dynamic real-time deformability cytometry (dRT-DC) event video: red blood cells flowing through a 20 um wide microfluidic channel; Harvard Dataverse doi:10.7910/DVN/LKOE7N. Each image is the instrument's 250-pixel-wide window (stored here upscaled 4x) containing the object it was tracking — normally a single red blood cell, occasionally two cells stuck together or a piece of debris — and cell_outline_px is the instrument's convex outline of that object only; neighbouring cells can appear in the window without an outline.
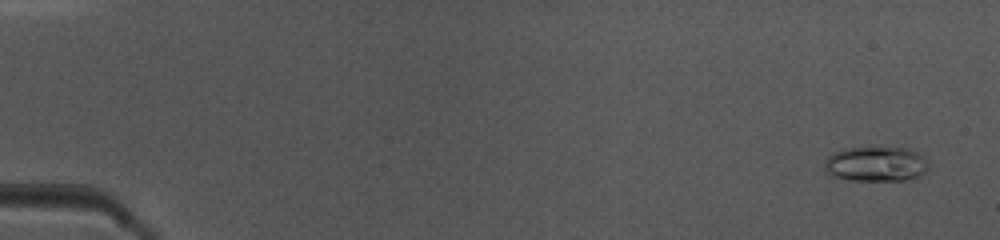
{"species": "common noctule bat (a hibernating species)", "species_latin": "Nyctalus noctula", "temperature_condition": "warm", "stored_images_in_passage": 50, "camera_frame_rate_fps": 3000, "um_per_image_px": 0.085, "animal": {"sex": "female", "body_mass_g": 10.0, "forearm_length_mm": 53.1}, "frame": {"image": 1, "passage_image": 3, "time_ms": 0.667, "image_size_px": [1000, 240], "cell_outline_px": [[928, 168], [920, 176], [904, 180], [852, 180], [836, 176], [828, 172], [824, 168], [824, 164], [828, 156], [844, 148], [908, 148], [924, 156], [928, 164]], "centroid_in_image_um": [74.49, 13.94], "position_along_channel_um": 10.5, "area_um2": 20.87}}
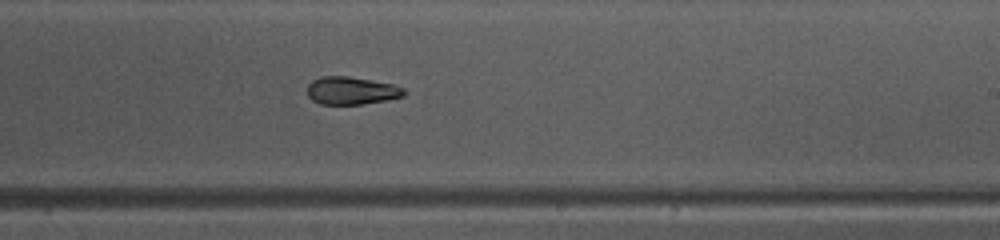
{"frame": {"image": 2, "passage_image": 31, "time_ms": 10.0, "image_size_px": [1000, 240], "cell_outline_px": [[408, 92], [404, 96], [388, 100], [364, 104], [320, 104], [312, 100], [308, 96], [308, 84], [312, 80], [320, 76], [348, 76], [372, 80], [392, 84], [404, 88]], "centroid_in_image_um": [29.89, 7.7], "position_along_channel_um": 259.1, "area_um2": 15.84}}
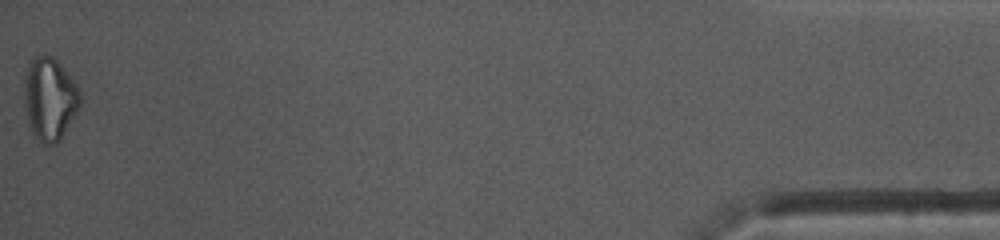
{"frame": {"image": 3, "passage_image": 50, "time_ms": 16.333, "image_size_px": [1000, 240], "cell_outline_px": [[80, 108], [60, 140], [56, 144], [44, 144], [32, 136], [28, 124], [24, 108], [24, 76], [28, 64], [36, 56], [52, 56], [60, 64], [76, 84], [80, 92]], "centroid_in_image_um": [4.2, 8.45], "position_along_channel_um": 431.0, "area_um2": 27.22}, "authors_computed_cell_mechanics": {"area_um2": 17.1377, "velocity_mm_per_s": 4.0756, "shape_relaxation_time_tau1_ms": 3.9773, "shape_relaxation_time_tau2_ms": 4.3463, "deformation_change_tau1": 0.144, "deformation_change_tau2": 0.1112}}